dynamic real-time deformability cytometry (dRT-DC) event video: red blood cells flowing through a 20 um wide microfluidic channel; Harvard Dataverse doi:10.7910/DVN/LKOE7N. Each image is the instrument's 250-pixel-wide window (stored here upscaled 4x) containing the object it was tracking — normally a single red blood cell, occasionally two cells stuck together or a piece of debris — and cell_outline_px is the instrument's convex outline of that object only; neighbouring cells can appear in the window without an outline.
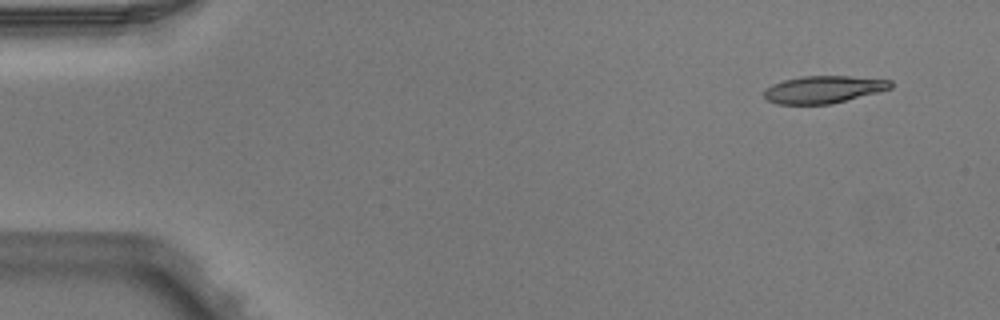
{"species": "Egyptian fruit bat (a non-hibernating species)", "species_latin": "Rousettus aegyptiacus", "temperature_condition": "warm", "stored_images_in_passage": 2, "segment_of_instrument_passage": [2, 2], "camera_frame_rate_fps": 3000, "um_per_image_px": 0.085, "animal": {"sex": "male"}, "frame": {"image": 1, "passage_image": 2, "time_ms": 0.333, "image_size_px": [1000, 320], "cell_outline_px": [[892, 88], [832, 104], [776, 104], [768, 100], [764, 96], [764, 92], [772, 84], [784, 80], [800, 76], [852, 76], [892, 80]], "centroid_in_image_um": [70.01, 7.6], "position_along_channel_um": 15.0, "area_um2": 20.11}}